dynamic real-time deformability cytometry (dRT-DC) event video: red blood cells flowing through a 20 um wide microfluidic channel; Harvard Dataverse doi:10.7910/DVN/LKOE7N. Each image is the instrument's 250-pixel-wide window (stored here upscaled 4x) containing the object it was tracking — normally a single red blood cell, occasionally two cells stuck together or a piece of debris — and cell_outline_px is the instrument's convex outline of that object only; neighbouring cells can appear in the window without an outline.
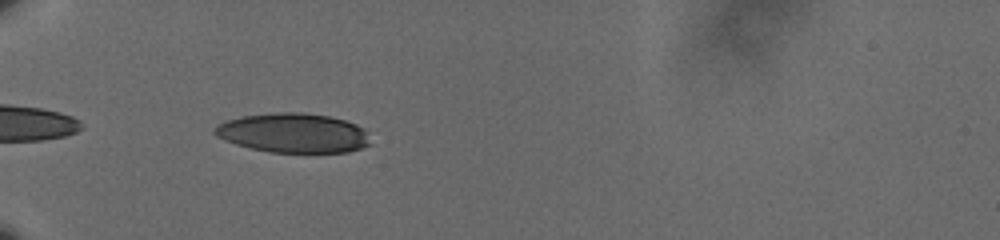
{"species": "human", "species_latin": "Homo sapiens", "temperature_condition": "cold", "stored_images_in_passage": 41, "camera_frame_rate_fps": 3000, "um_per_image_px": 0.085, "donor": {"sex": "male"}, "frame": {"image": 1, "passage_image": 3, "time_ms": 0.667, "image_size_px": [1000, 240], "cell_outline_px": [[372, 144], [348, 152], [268, 152], [236, 144], [216, 136], [212, 132], [212, 128], [216, 124], [240, 116], [280, 112], [304, 112], [328, 116], [344, 120], [356, 124], [364, 128]], "centroid_in_image_um": [24.92, 11.3], "position_along_channel_um": 60.1, "area_um2": 35.89}}
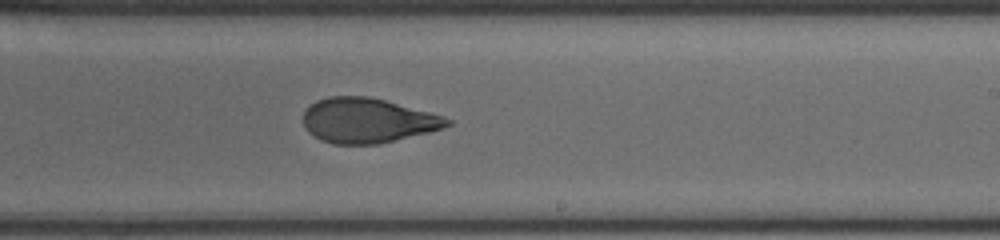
{"frame": {"image": 2, "passage_image": 21, "time_ms": 6.667, "image_size_px": [1000, 240], "cell_outline_px": [[452, 124], [444, 128], [428, 132], [376, 144], [332, 144], [320, 140], [308, 132], [304, 124], [304, 112], [308, 104], [316, 100], [328, 96], [368, 96], [384, 100], [444, 116], [452, 120]], "centroid_in_image_um": [31.21, 10.23], "position_along_channel_um": 257.8, "area_um2": 37.51}}
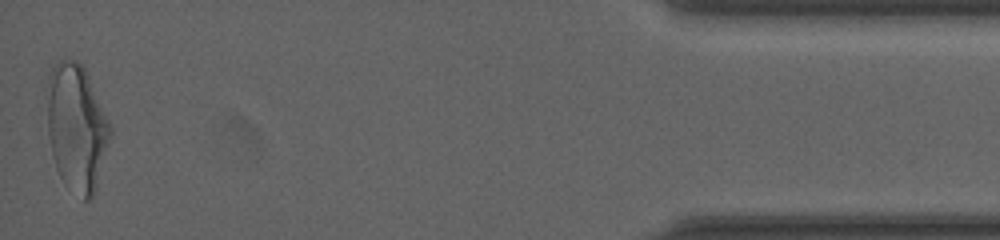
{"frame": {"image": 3, "passage_image": 41, "time_ms": 13.333, "image_size_px": [1000, 240], "cell_outline_px": [[112, 132], [96, 188], [92, 196], [88, 200], [84, 200], [64, 184], [56, 168], [52, 156], [48, 136], [44, 96], [44, 88], [48, 76], [52, 68], [60, 60], [76, 60], [84, 68], [88, 76], [112, 128]], "centroid_in_image_um": [6.45, 10.82], "position_along_channel_um": 428.7, "area_um2": 47.16}, "authors_computed_cell_mechanics": {"area_um2": 38.2636, "velocity_mm_per_s": 3.5995, "shape_relaxation_time_tau1_ms": 5.3648, "shape_relaxation_time_tau2_ms": 1.5788, "deformation_change_tau1": 0.1911, "deformation_change_tau2": 0.0849}}